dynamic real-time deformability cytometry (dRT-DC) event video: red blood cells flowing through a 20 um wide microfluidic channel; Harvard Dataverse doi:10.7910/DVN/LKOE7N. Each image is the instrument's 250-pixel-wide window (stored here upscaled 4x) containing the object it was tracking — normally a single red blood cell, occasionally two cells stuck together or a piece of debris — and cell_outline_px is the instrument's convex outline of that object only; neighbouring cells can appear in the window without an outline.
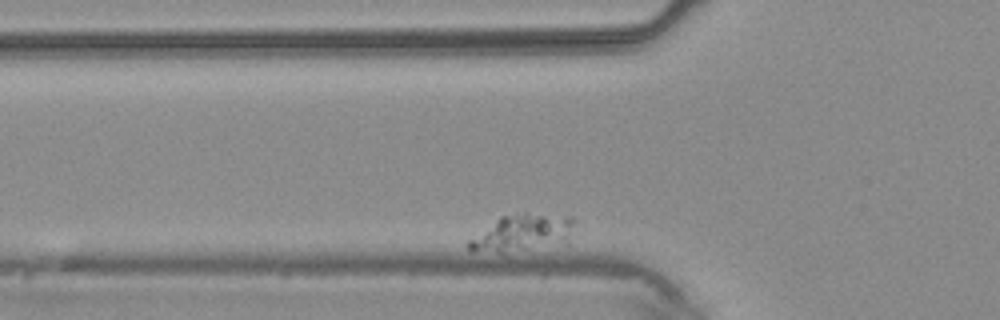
{"species": "common noctule bat (a hibernating species)", "species_latin": "Nyctalus noctula", "temperature_condition": "warm", "stored_images_in_passage": 5, "camera_frame_rate_fps": 3000, "um_per_image_px": 0.085, "animal": {"sex": "male", "body_mass_g": 20.4}, "frame": {"image": 1, "passage_image": 5, "time_ms": 4.667, "image_size_px": [1000, 320], "cell_outline_px": [[580, 224], [568, 244], [472, 252], [464, 244], [468, 240], [500, 216], [524, 212], [572, 216]], "centroid_in_image_um": [44.56, 19.73], "position_along_channel_um": 81.2, "area_um2": 22.89}}